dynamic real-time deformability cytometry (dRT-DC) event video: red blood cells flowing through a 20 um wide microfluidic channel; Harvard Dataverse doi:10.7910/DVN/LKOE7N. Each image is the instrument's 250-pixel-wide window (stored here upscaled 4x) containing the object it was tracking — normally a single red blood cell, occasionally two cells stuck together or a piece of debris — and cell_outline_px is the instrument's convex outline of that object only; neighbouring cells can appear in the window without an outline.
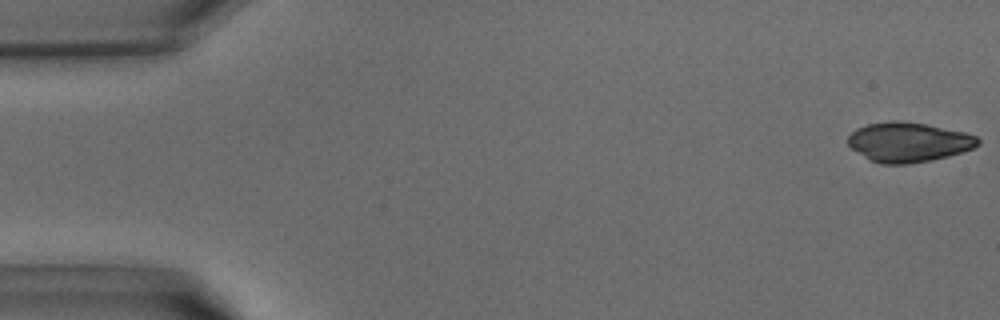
{"species": "common noctule bat (a hibernating species)", "species_latin": "Nyctalus noctula", "temperature_condition": "warm", "stored_images_in_passage": 39, "camera_frame_rate_fps": 3000, "um_per_image_px": 0.085, "animal": {"sex": "male", "body_mass_g": 15.6}, "frame": {"image": 1, "passage_image": 1, "time_ms": 0.0, "image_size_px": [1000, 320], "cell_outline_px": [[980, 144], [972, 148], [948, 156], [908, 164], [880, 164], [868, 160], [852, 148], [848, 144], [848, 136], [856, 128], [868, 124], [892, 120], [900, 120], [924, 124], [964, 132], [976, 136], [980, 140]], "centroid_in_image_um": [77.18, 12.08], "position_along_channel_um": 7.8, "area_um2": 29.88}}
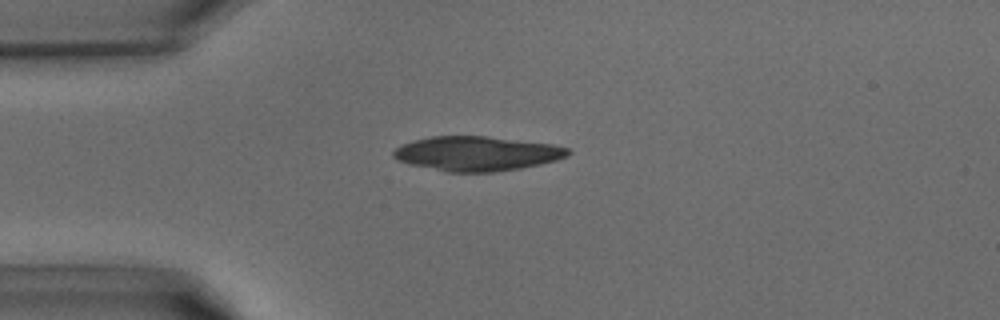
{"frame": {"image": 2, "passage_image": 10, "time_ms": 3.0, "image_size_px": [1000, 320], "cell_outline_px": [[572, 152], [568, 156], [556, 160], [540, 164], [520, 168], [492, 172], [448, 172], [408, 164], [396, 160], [392, 156], [392, 152], [400, 144], [412, 140], [432, 136], [488, 136], [552, 144], [568, 148]], "centroid_in_image_um": [40.5, 13.05], "position_along_channel_um": 44.5, "area_um2": 35.32}}
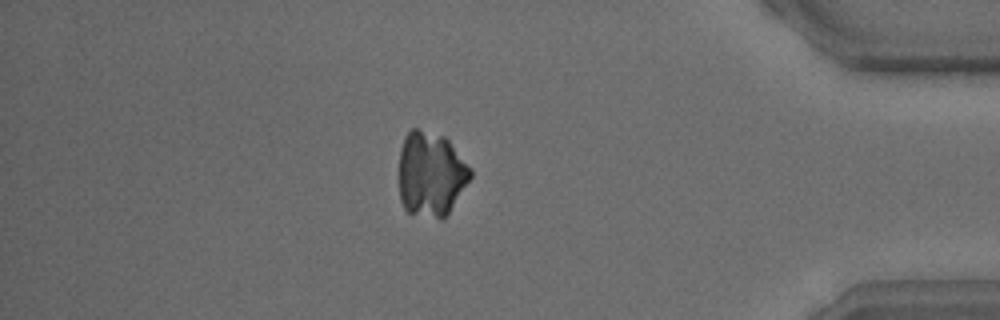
{"frame": {"image": 3, "passage_image": 34, "time_ms": 11.0, "image_size_px": [1000, 320], "cell_outline_px": [[472, 176], [448, 212], [440, 220], [408, 212], [404, 208], [400, 200], [400, 148], [404, 136], [412, 128], [416, 128], [444, 136], [448, 140], [472, 168]], "centroid_in_image_um": [36.62, 14.78], "position_along_channel_um": 398.6, "area_um2": 35.2}}